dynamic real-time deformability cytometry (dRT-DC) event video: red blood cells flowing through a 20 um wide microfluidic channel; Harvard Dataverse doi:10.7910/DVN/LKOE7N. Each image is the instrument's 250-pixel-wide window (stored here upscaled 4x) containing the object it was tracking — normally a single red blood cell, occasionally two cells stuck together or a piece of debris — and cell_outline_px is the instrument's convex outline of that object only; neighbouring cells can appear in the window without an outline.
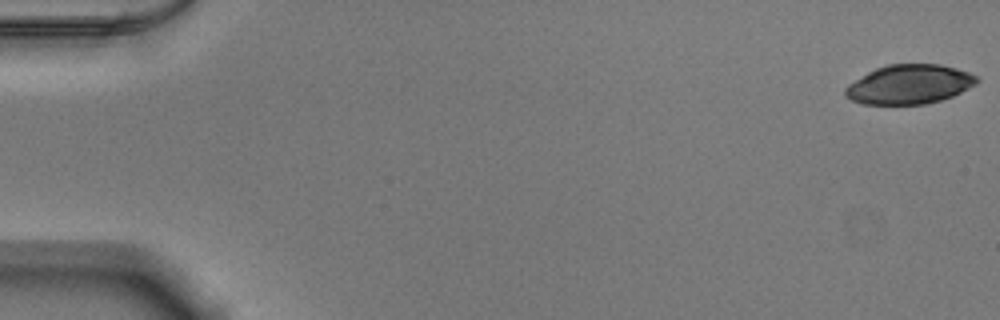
{"species": "Egyptian fruit bat (a non-hibernating species)", "species_latin": "Rousettus aegyptiacus", "temperature_condition": "warm", "stored_images_in_passage": 53, "camera_frame_rate_fps": 3000, "um_per_image_px": 0.085, "animal": {"sex": "male"}, "frame": {"image": 1, "passage_image": 1, "time_ms": 0.0, "image_size_px": [1000, 320], "cell_outline_px": [[980, 80], [976, 84], [952, 96], [940, 100], [924, 104], [864, 104], [852, 100], [844, 96], [844, 88], [848, 84], [868, 72], [876, 68], [888, 64], [940, 64], [956, 68], [968, 72], [976, 76]], "centroid_in_image_um": [77.27, 7.16], "position_along_channel_um": 7.7, "area_um2": 30.06}}
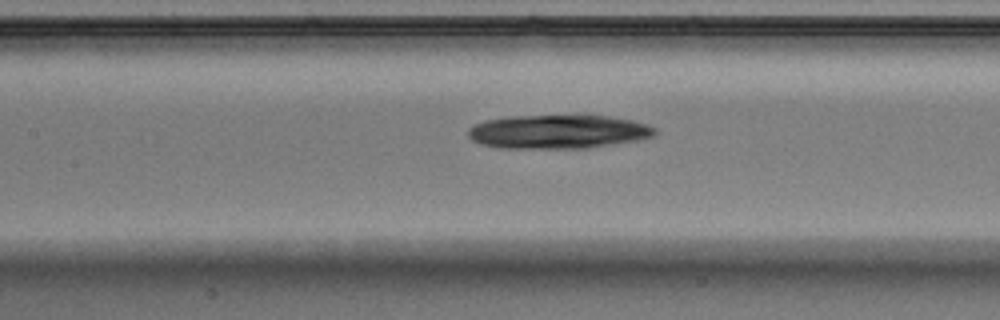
{"frame": {"image": 2, "passage_image": 25, "time_ms": 8.0, "image_size_px": [1000, 320], "cell_outline_px": [[656, 132], [652, 136], [636, 140], [584, 148], [500, 148], [480, 144], [472, 140], [468, 136], [468, 128], [472, 124], [484, 120], [512, 116], [604, 116], [632, 120], [648, 124], [656, 128]], "centroid_in_image_um": [47.37, 11.19], "position_along_channel_um": 160.0, "area_um2": 36.59}}
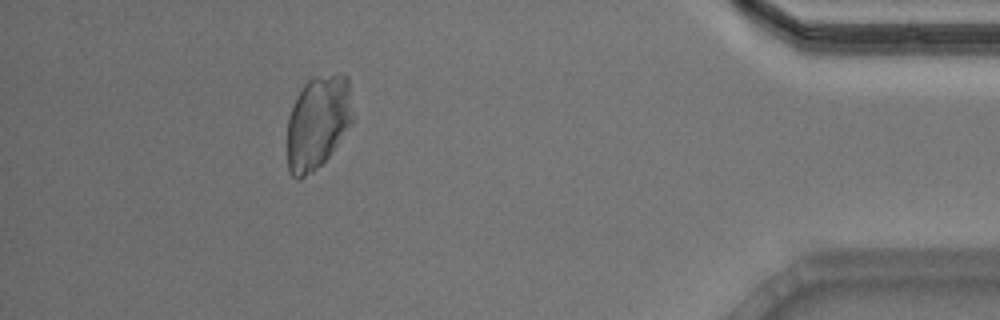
{"frame": {"image": 3, "passage_image": 48, "time_ms": 15.667, "image_size_px": [1000, 320], "cell_outline_px": [[356, 116], [328, 156], [312, 172], [300, 180], [296, 180], [292, 176], [288, 168], [288, 116], [296, 96], [304, 84], [312, 76], [340, 72], [348, 76]], "centroid_in_image_um": [27.05, 10.32], "position_along_channel_um": 408.2, "area_um2": 36.3}}